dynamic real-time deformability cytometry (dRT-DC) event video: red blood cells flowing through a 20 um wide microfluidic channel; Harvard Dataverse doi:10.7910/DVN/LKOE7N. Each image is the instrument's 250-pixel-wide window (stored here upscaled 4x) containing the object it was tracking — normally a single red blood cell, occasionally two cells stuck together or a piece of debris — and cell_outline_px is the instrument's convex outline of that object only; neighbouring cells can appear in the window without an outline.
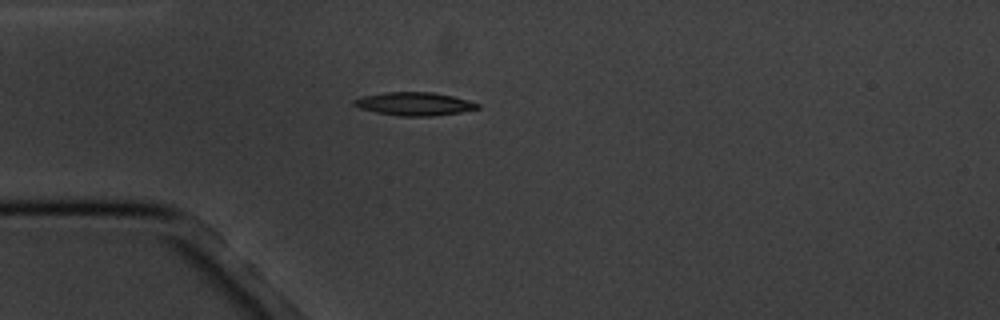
{"species": "common noctule bat (a hibernating species)", "species_latin": "Nyctalus noctula", "temperature_condition": "cold", "stored_images_in_passage": 1, "camera_frame_rate_fps": 3000, "um_per_image_px": 0.085, "animal": {"sex": "male", "body_mass_g": 20.1, "forearm_length_mm": 53.5}, "frame": {"image": 1, "passage_image": 1, "time_ms": 0.0, "image_size_px": [1000, 320], "cell_outline_px": [[480, 108], [460, 112], [432, 116], [400, 116], [376, 112], [360, 108], [352, 104], [352, 100], [360, 96], [384, 92], [432, 92], [452, 96], [468, 100], [480, 104]], "centroid_in_image_um": [35.18, 8.82], "position_along_channel_um": 49.8, "area_um2": 16.76}}